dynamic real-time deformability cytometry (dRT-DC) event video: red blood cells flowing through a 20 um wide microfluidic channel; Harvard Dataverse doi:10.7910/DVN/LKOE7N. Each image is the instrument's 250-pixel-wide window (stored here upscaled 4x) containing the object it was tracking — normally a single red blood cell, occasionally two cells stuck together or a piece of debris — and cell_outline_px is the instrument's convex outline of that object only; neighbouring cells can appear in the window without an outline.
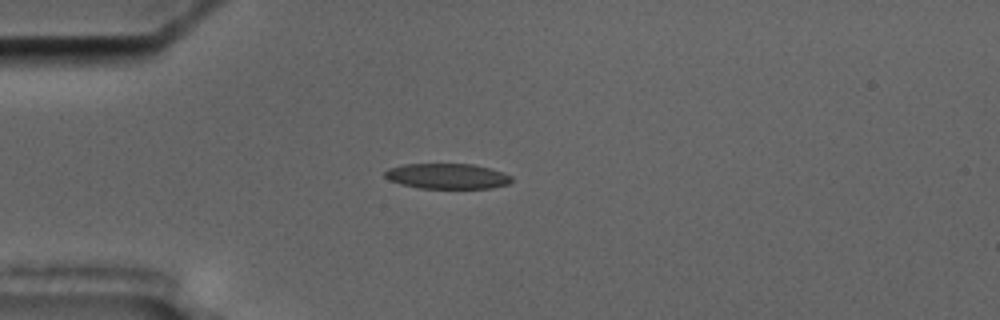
{"species": "common noctule bat (a hibernating species)", "species_latin": "Nyctalus noctula", "temperature_condition": "cold", "stored_images_in_passage": 9, "camera_frame_rate_fps": 3000, "um_per_image_px": 0.085, "animal": {"sex": "male", "body_mass_g": 17.5, "forearm_length_mm": 52.3}, "frame": {"image": 1, "passage_image": 1, "time_ms": 0.0, "image_size_px": [1000, 320], "cell_outline_px": [[512, 180], [508, 184], [492, 188], [420, 188], [400, 184], [384, 176], [384, 172], [388, 168], [404, 164], [472, 164], [504, 172], [512, 176]], "centroid_in_image_um": [38.03, 14.97], "position_along_channel_um": 47.0, "area_um2": 18.67}}
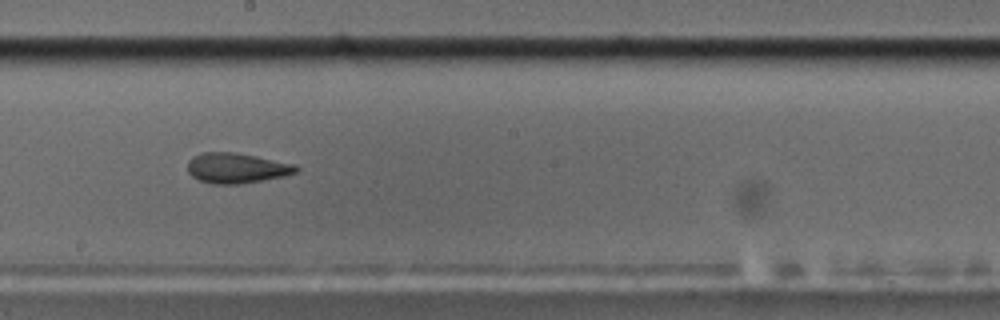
{"frame": {"image": 2, "passage_image": 6, "time_ms": 5.667, "image_size_px": [1000, 320], "cell_outline_px": [[300, 168], [296, 172], [284, 176], [240, 184], [212, 184], [200, 180], [192, 176], [188, 172], [188, 160], [192, 156], [200, 152], [236, 152], [296, 164]], "centroid_in_image_um": [20.1, 14.27], "position_along_channel_um": 228.1, "area_um2": 19.25}}
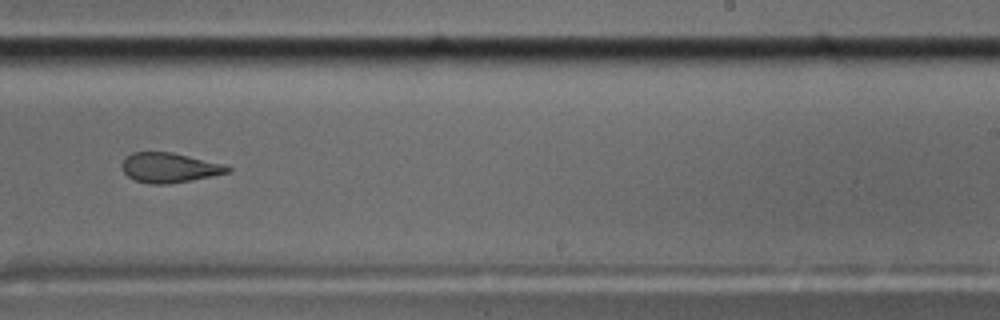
{"frame": {"image": 3, "passage_image": 7, "time_ms": 7.0, "image_size_px": [1000, 320], "cell_outline_px": [[232, 172], [192, 180], [168, 184], [148, 184], [136, 180], [128, 176], [120, 168], [120, 164], [132, 152], [172, 152], [224, 164], [232, 168]], "centroid_in_image_um": [14.41, 14.26], "position_along_channel_um": 274.6, "area_um2": 18.44}}